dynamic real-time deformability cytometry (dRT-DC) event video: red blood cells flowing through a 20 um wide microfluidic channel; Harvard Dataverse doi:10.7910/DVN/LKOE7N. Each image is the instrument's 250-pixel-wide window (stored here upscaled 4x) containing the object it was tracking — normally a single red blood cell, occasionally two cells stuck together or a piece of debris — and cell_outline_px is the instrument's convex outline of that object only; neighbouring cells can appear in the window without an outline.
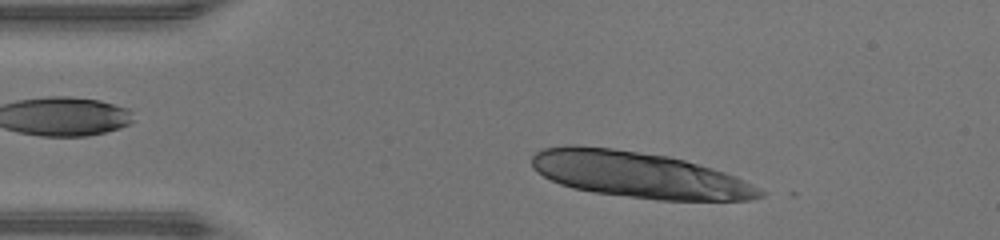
{"species": "human", "species_latin": "Homo sapiens", "temperature_condition": "warm", "stored_images_in_passage": 10, "camera_frame_rate_fps": 3000, "um_per_image_px": 0.085, "donor": {"sex": "male"}, "frame": {"image": 1, "passage_image": 5, "time_ms": 1.333, "image_size_px": [1000, 240], "cell_outline_px": [[768, 192], [764, 196], [752, 200], [660, 200], [596, 192], [572, 188], [560, 184], [544, 176], [532, 168], [532, 156], [540, 148], [568, 144], [576, 144], [612, 148], [668, 156], [684, 160], [712, 168], [736, 176]], "centroid_in_image_um": [54.31, 14.84], "position_along_channel_um": 30.7, "area_um2": 61.21}}